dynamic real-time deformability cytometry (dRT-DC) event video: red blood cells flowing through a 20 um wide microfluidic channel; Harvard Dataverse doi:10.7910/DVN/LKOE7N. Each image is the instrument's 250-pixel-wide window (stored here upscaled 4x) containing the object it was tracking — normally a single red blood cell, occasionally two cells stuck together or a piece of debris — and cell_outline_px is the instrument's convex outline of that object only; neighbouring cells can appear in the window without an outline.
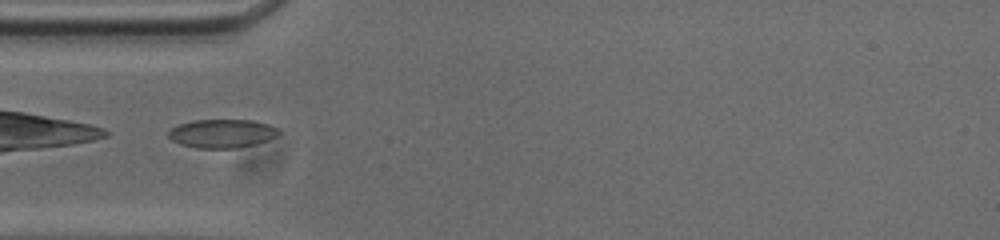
{"species": "common noctule bat (a hibernating species)", "species_latin": "Nyctalus noctula", "temperature_condition": "cold", "stored_images_in_passage": 34, "camera_frame_rate_fps": 3000, "um_per_image_px": 0.085, "animal": {"sex": "male", "body_mass_g": 20.0, "forearm_length_mm": 53.3}, "frame": {"image": 1, "passage_image": 1, "time_ms": 0.0, "image_size_px": [1000, 240], "cell_outline_px": [[280, 132], [276, 136], [268, 140], [256, 144], [236, 148], [196, 148], [180, 144], [172, 140], [168, 136], [168, 132], [172, 128], [180, 124], [192, 120], [252, 120], [268, 124], [276, 128]], "centroid_in_image_um": [18.86, 11.35], "position_along_channel_um": 66.1, "area_um2": 18.32}}